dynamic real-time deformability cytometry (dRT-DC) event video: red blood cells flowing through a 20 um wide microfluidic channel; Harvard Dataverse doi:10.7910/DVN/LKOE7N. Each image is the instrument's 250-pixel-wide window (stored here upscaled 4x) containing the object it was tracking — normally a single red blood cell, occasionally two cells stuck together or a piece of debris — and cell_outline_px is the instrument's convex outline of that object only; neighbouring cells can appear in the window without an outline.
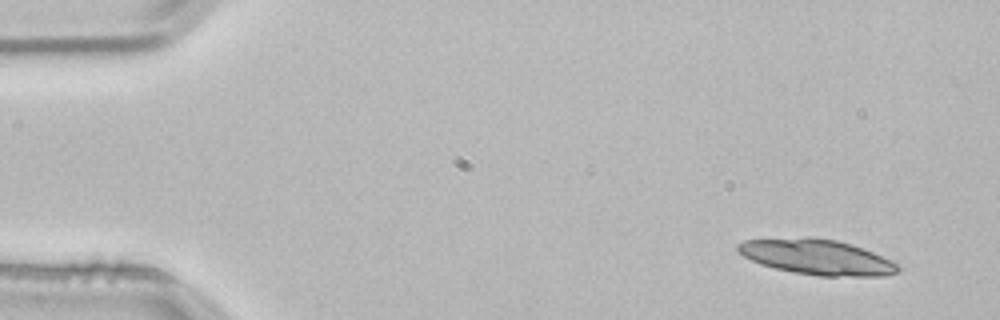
{"species": "common noctule bat (a hibernating species)", "species_latin": "Nyctalus noctula", "temperature_condition": "room temperature", "stored_images_in_passage": 4, "camera_frame_rate_fps": 3000, "um_per_image_px": 0.085, "animal": {"sex": "male", "body_mass_g": 21.5, "forearm_length_mm": 52.0}, "frame": {"image": 1, "passage_image": 1, "time_ms": 0.0, "image_size_px": [1000, 320], "cell_outline_px": [[900, 268], [896, 272], [884, 276], [820, 276], [796, 272], [776, 268], [760, 264], [744, 256], [736, 248], [736, 244], [744, 240], [808, 236], [812, 236], [836, 240], [852, 244], [872, 252], [900, 264]], "centroid_in_image_um": [69.44, 21.83], "position_along_channel_um": 15.6, "area_um2": 32.95}}